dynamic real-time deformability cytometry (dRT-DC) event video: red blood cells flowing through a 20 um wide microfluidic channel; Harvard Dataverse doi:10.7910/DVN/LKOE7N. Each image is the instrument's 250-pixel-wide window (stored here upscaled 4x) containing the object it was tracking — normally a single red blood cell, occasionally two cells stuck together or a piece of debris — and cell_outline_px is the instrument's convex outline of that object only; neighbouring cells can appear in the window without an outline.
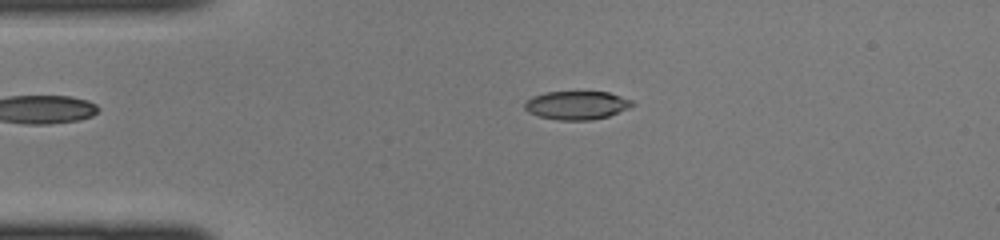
{"species": "common noctule bat (a hibernating species)", "species_latin": "Nyctalus noctula", "temperature_condition": "cold", "stored_images_in_passage": 35, "camera_frame_rate_fps": 3000, "um_per_image_px": 0.085, "animal": {"sex": "female", "body_mass_g": 22.0, "forearm_length_mm": 56.7}, "frame": {"image": 1, "passage_image": 1, "time_ms": 0.0, "image_size_px": [1000, 240], "cell_outline_px": [[636, 104], [628, 108], [608, 116], [592, 120], [560, 120], [540, 116], [528, 112], [524, 108], [524, 100], [532, 96], [544, 92], [608, 92], [632, 100]], "centroid_in_image_um": [48.99, 8.94], "position_along_channel_um": 36.0, "area_um2": 17.86}}
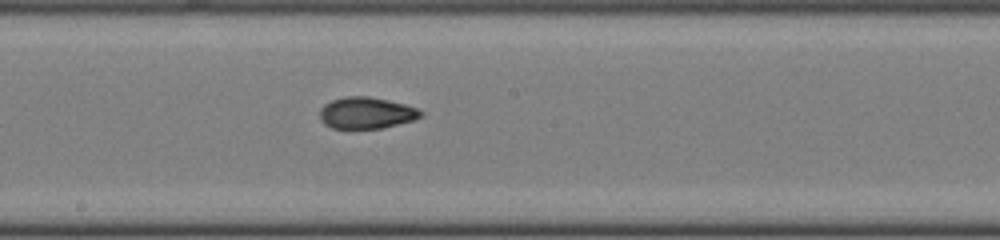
{"frame": {"image": 2, "passage_image": 15, "time_ms": 4.667, "image_size_px": [1000, 240], "cell_outline_px": [[424, 116], [412, 120], [384, 128], [332, 128], [324, 124], [320, 120], [320, 108], [324, 104], [332, 100], [344, 96], [368, 96], [388, 100], [404, 104], [416, 108], [424, 112]], "centroid_in_image_um": [31.13, 9.59], "position_along_channel_um": 217.1, "area_um2": 18.61}}
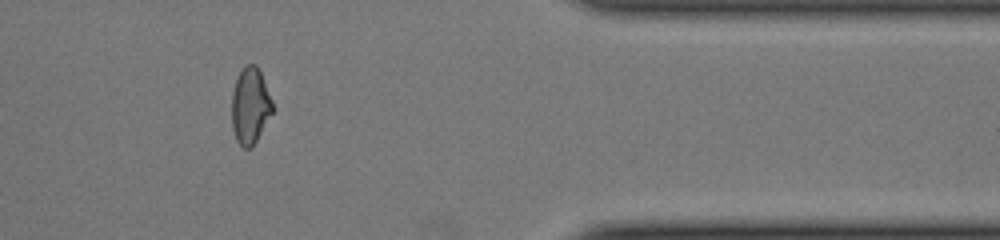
{"frame": {"image": 3, "passage_image": 28, "time_ms": 9.0, "image_size_px": [1000, 240], "cell_outline_px": [[272, 112], [252, 148], [244, 148], [236, 140], [232, 128], [232, 92], [236, 80], [240, 72], [248, 64], [256, 64], [260, 72], [272, 100]], "centroid_in_image_um": [21.25, 9.01], "position_along_channel_um": 390.1, "area_um2": 17.8}}